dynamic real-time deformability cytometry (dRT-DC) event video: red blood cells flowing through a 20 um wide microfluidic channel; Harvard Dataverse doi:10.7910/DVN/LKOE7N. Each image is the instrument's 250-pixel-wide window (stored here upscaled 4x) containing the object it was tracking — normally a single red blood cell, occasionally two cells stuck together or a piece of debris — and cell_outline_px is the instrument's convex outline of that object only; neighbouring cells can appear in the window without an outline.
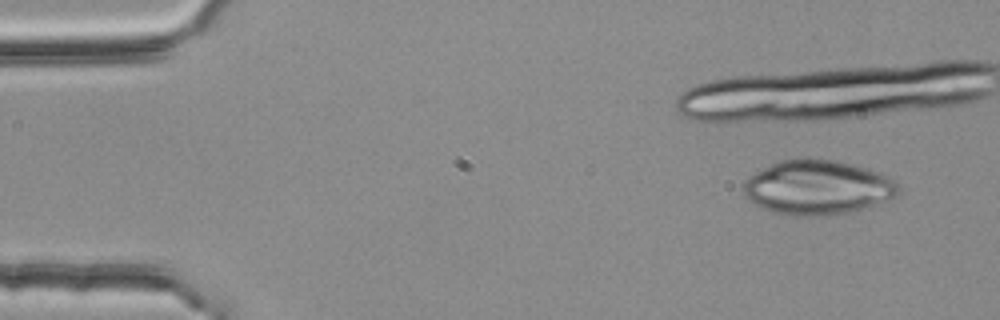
{"species": "common noctule bat (a hibernating species)", "species_latin": "Nyctalus noctula", "temperature_condition": "room temperature", "stored_images_in_passage": 4, "camera_frame_rate_fps": 3000, "um_per_image_px": 0.085, "animal": {"sex": "female", "body_mass_g": 25.1}, "frame": {"image": 1, "passage_image": 1, "time_ms": 0.0, "image_size_px": [1000, 320], "cell_outline_px": [[900, 196], [852, 212], [812, 216], [792, 216], [772, 212], [760, 208], [748, 200], [744, 196], [744, 180], [748, 176], [780, 160], [836, 160], [852, 164], [888, 176], [896, 180], [900, 184]], "centroid_in_image_um": [69.51, 15.96], "position_along_channel_um": 15.5, "area_um2": 49.13}}